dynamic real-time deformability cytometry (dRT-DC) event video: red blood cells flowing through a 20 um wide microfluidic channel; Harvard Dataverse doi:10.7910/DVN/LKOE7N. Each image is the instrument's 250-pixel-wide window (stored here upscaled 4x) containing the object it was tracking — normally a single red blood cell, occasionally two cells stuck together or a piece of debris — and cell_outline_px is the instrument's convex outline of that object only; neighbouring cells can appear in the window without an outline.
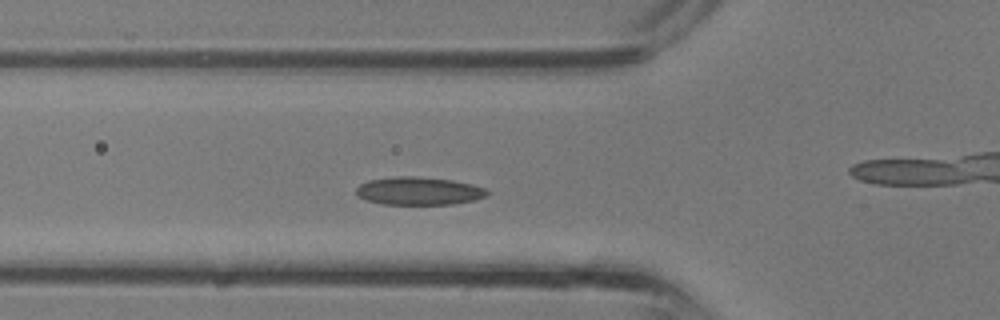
{"species": "common noctule bat (a hibernating species)", "species_latin": "Nyctalus noctula", "temperature_condition": "room temperature", "stored_images_in_passage": 34, "camera_frame_rate_fps": 3000, "um_per_image_px": 0.085, "animal": {"sex": "male", "body_mass_g": 13.3}, "frame": {"image": 1, "passage_image": 9, "time_ms": 2.667, "image_size_px": [1000, 320], "cell_outline_px": [[488, 192], [484, 196], [476, 200], [452, 204], [380, 204], [368, 200], [360, 196], [356, 192], [356, 188], [360, 184], [368, 180], [392, 176], [412, 176], [452, 180], [472, 184], [484, 188]], "centroid_in_image_um": [35.58, 16.23], "position_along_channel_um": 90.2, "area_um2": 21.21}}
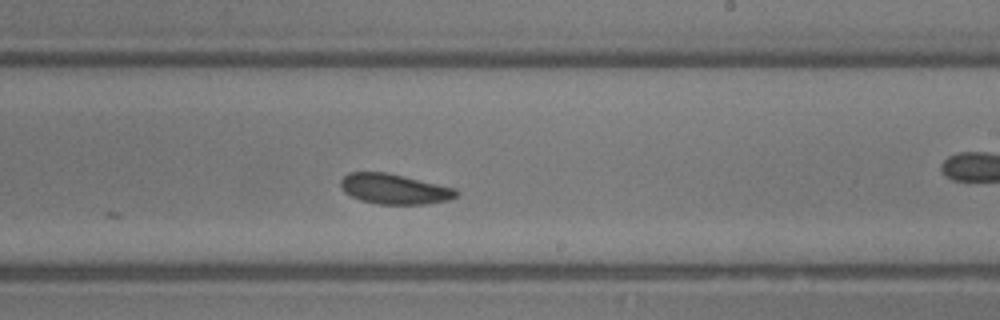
{"frame": {"image": 2, "passage_image": 18, "time_ms": 5.667, "image_size_px": [1000, 320], "cell_outline_px": [[460, 192], [456, 196], [448, 200], [428, 204], [376, 204], [360, 200], [344, 192], [340, 184], [340, 180], [348, 172], [384, 172], [456, 188]], "centroid_in_image_um": [33.51, 16.07], "position_along_channel_um": 255.5, "area_um2": 20.29}}
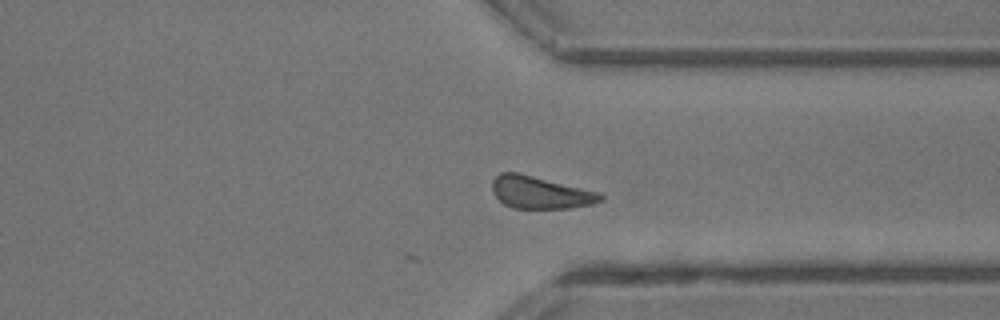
{"frame": {"image": 3, "passage_image": 24, "time_ms": 7.667, "image_size_px": [1000, 320], "cell_outline_px": [[604, 200], [592, 204], [568, 208], [512, 208], [504, 204], [492, 192], [492, 180], [500, 172], [520, 172], [596, 192], [604, 196]], "centroid_in_image_um": [45.88, 16.35], "position_along_channel_um": 365.5, "area_um2": 20.29}}